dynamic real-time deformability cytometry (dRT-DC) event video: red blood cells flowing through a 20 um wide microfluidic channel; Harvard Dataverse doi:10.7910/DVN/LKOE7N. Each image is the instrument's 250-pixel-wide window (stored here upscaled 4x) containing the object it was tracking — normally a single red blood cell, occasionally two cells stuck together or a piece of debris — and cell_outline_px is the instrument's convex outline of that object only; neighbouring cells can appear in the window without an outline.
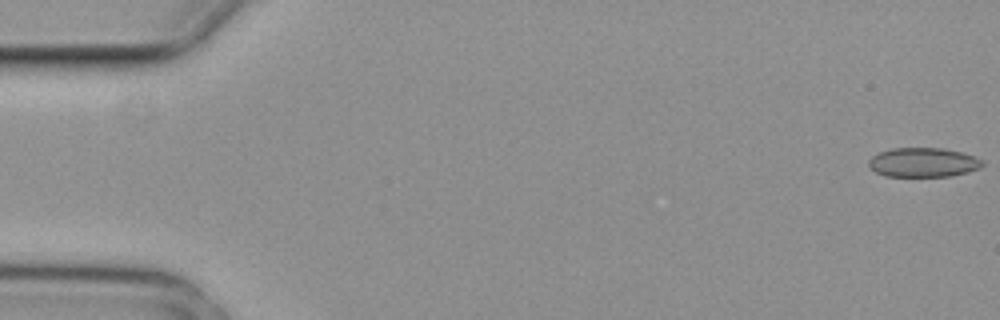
{"species": "common noctule bat (a hibernating species)", "species_latin": "Nyctalus noctula", "temperature_condition": "cold", "stored_images_in_passage": 5, "camera_frame_rate_fps": 3000, "um_per_image_px": 0.085, "animal": {"sex": "female", "body_mass_g": 29.2, "forearm_length_mm": 56.3}, "frame": {"image": 1, "passage_image": 1, "time_ms": 0.0, "image_size_px": [1000, 320], "cell_outline_px": [[984, 164], [980, 168], [968, 172], [952, 176], [884, 176], [876, 172], [868, 164], [868, 160], [872, 156], [880, 152], [892, 148], [944, 148], [960, 152], [984, 160]], "centroid_in_image_um": [78.48, 13.8], "position_along_channel_um": 6.5, "area_um2": 19.42}}